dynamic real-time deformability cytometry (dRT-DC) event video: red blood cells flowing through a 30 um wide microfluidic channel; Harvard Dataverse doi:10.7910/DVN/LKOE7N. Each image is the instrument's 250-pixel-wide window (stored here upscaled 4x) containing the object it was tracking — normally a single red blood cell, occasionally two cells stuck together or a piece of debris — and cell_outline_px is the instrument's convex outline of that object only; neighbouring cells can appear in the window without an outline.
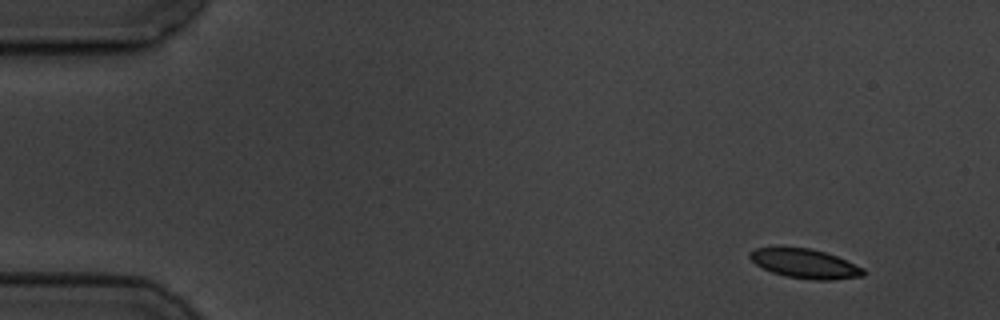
{"species": "common noctule bat (a hibernating species)", "species_latin": "Nyctalus noctula", "temperature_condition": "cold", "stored_images_in_passage": 5, "segment_of_instrument_passage": [1, 2], "camera_frame_rate_fps": 3000, "um_per_image_px": 0.085, "animal": {"sex": "male", "body_mass_g": 19.5, "forearm_length_mm": 54.6}, "frame": {"image": 1, "passage_image": 1, "time_ms": 0.0, "image_size_px": [1000, 320], "cell_outline_px": [[868, 272], [864, 276], [832, 280], [816, 280], [784, 276], [772, 272], [756, 264], [748, 256], [748, 252], [756, 248], [808, 248], [824, 252], [836, 256], [864, 268]], "centroid_in_image_um": [68.46, 22.42], "position_along_channel_um": 16.5, "area_um2": 19.25}}